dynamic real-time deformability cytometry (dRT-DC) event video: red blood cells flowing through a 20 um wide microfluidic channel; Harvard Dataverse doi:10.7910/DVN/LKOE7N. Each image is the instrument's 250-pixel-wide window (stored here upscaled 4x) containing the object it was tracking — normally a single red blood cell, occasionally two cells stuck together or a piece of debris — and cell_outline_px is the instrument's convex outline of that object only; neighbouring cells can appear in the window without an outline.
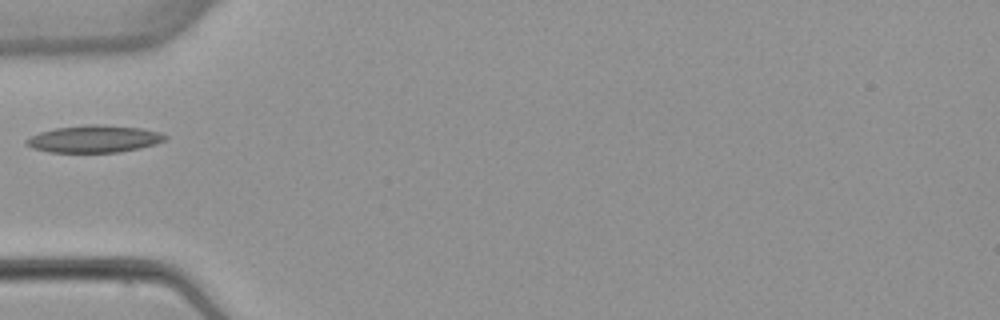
{"species": "common noctule bat (a hibernating species)", "species_latin": "Nyctalus noctula", "temperature_condition": "warm", "stored_images_in_passage": 5, "camera_frame_rate_fps": 3000, "um_per_image_px": 0.085, "animal": {"sex": "female", "body_mass_g": 22.7, "forearm_length_mm": 54.2}, "frame": {"image": 1, "passage_image": 5, "time_ms": 5.0, "image_size_px": [1000, 320], "cell_outline_px": [[168, 136], [164, 140], [156, 144], [140, 148], [120, 152], [48, 152], [32, 148], [24, 144], [24, 140], [28, 136], [40, 132], [56, 128], [88, 124], [100, 124], [140, 128], [160, 132]], "centroid_in_image_um": [7.97, 11.81], "position_along_channel_um": 77.0, "area_um2": 22.14}}